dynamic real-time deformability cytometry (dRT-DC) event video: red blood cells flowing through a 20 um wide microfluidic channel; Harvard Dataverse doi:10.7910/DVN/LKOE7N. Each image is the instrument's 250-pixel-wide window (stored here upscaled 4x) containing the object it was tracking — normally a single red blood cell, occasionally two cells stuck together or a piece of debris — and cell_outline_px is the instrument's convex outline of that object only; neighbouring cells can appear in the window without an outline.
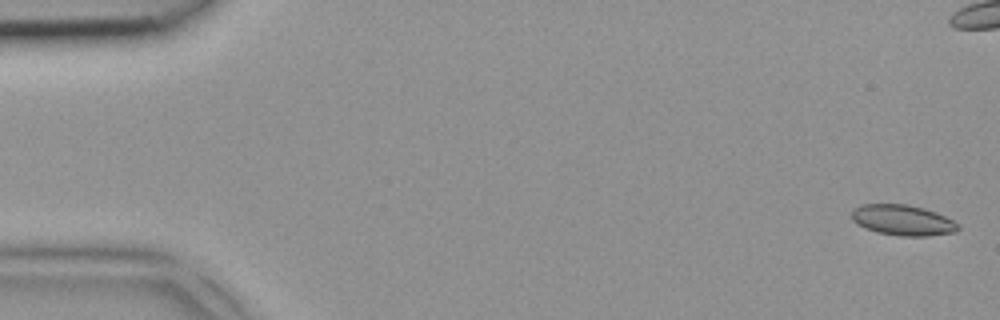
{"species": "common noctule bat (a hibernating species)", "species_latin": "Nyctalus noctula", "temperature_condition": "room temperature", "stored_images_in_passage": 4, "segment_of_instrument_passage": [2, 2], "camera_frame_rate_fps": 3000, "um_per_image_px": 0.085, "animal": {"sex": "female", "body_mass_g": 18.4}, "frame": {"image": 1, "passage_image": 4, "time_ms": 1.0, "image_size_px": [1000, 320], "cell_outline_px": [[960, 228], [956, 232], [928, 236], [900, 236], [876, 232], [864, 228], [856, 224], [852, 220], [852, 208], [860, 204], [904, 204], [924, 208], [936, 212], [960, 224]], "centroid_in_image_um": [76.71, 18.72], "position_along_channel_um": 8.3, "area_um2": 19.19}}